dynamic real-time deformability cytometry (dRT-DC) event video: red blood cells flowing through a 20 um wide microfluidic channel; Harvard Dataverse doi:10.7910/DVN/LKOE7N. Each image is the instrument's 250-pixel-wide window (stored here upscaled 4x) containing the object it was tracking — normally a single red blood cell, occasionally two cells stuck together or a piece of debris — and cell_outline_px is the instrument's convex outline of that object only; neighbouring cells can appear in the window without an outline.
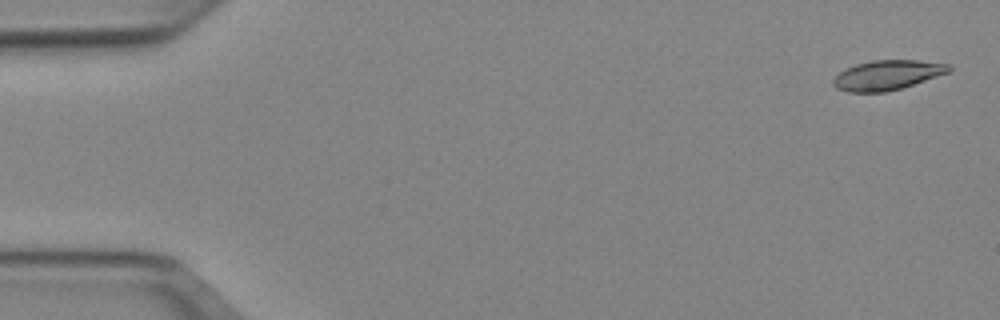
{"species": "Egyptian fruit bat (a non-hibernating species)", "species_latin": "Rousettus aegyptiacus", "temperature_condition": "cold", "stored_images_in_passage": 52, "camera_frame_rate_fps": 3000, "um_per_image_px": 0.085, "animal": {"sex": "female"}, "frame": {"image": 1, "passage_image": 2, "time_ms": 0.333, "image_size_px": [1000, 320], "cell_outline_px": [[952, 68], [948, 72], [900, 88], [884, 92], [848, 92], [836, 88], [832, 84], [832, 80], [840, 72], [856, 64], [872, 60], [920, 60], [948, 64]], "centroid_in_image_um": [75.38, 6.38], "position_along_channel_um": 9.6, "area_um2": 19.71}}
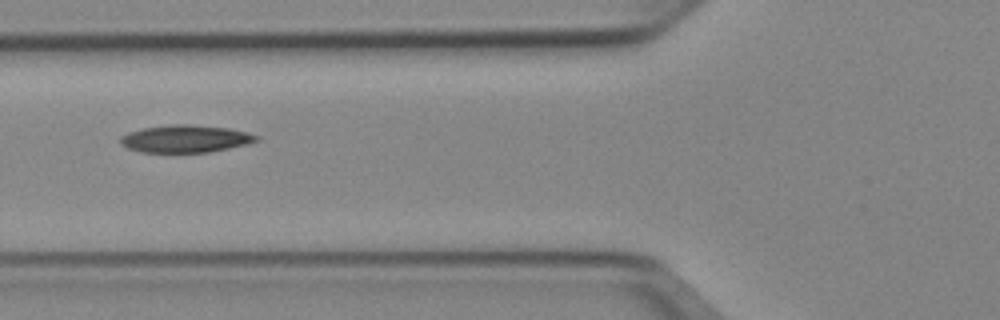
{"frame": {"image": 2, "passage_image": 20, "time_ms": 6.333, "image_size_px": [1000, 320], "cell_outline_px": [[260, 140], [248, 144], [208, 152], [140, 152], [128, 148], [120, 144], [120, 136], [128, 132], [144, 128], [172, 124], [188, 124], [228, 128], [260, 136]], "centroid_in_image_um": [15.75, 11.79], "position_along_channel_um": 110.1, "area_um2": 21.68}}
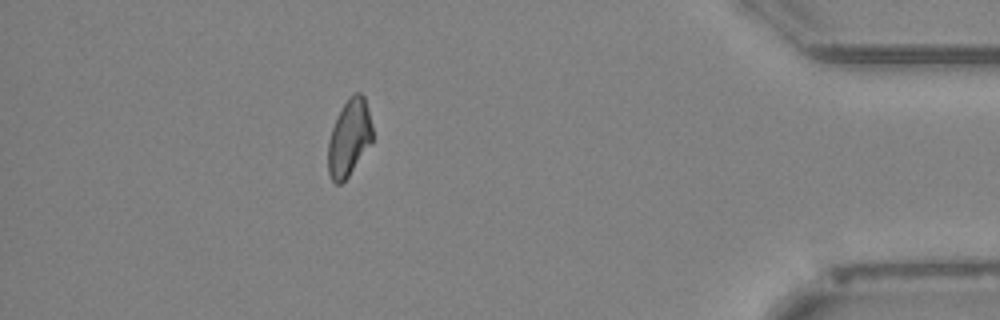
{"frame": {"image": 3, "passage_image": 46, "time_ms": 15.0, "image_size_px": [1000, 320], "cell_outline_px": [[372, 144], [348, 176], [340, 184], [336, 184], [332, 180], [328, 172], [328, 144], [332, 128], [340, 108], [348, 96], [356, 92], [360, 92], [364, 96], [372, 128]], "centroid_in_image_um": [29.68, 11.7], "position_along_channel_um": 405.5, "area_um2": 19.88}, "authors_computed_cell_mechanics": {"area_um2": 20.7791, "velocity_mm_per_s": 3.9516, "shape_relaxation_time_tau1_ms": null, "shape_relaxation_time_tau2_ms": 10.5497, "deformation_change_tau1": null, "deformation_change_tau2": 0.1978}}